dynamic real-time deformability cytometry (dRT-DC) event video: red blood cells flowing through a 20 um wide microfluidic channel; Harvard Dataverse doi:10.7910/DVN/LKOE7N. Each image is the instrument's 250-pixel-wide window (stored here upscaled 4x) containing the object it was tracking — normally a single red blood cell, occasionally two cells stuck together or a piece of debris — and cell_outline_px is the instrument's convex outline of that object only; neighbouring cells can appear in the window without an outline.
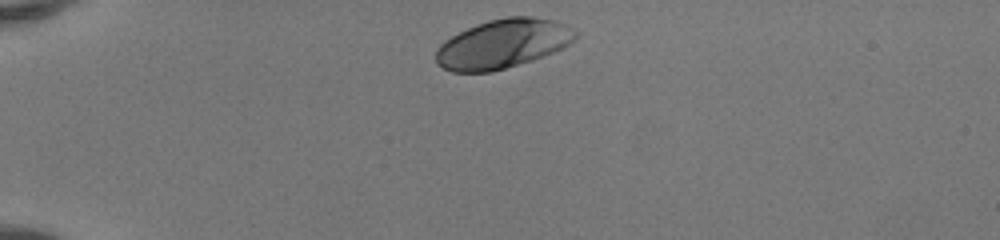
{"species": "human", "species_latin": "Homo sapiens", "temperature_condition": "room temperature", "stored_images_in_passage": 33, "camera_frame_rate_fps": 3000, "um_per_image_px": 0.085, "donor": {"sex": "female"}, "frame": {"image": 1, "passage_image": 1, "time_ms": 0.0, "image_size_px": [1000, 240], "cell_outline_px": [[580, 32], [576, 40], [564, 48], [532, 60], [492, 72], [452, 72], [436, 64], [436, 48], [444, 40], [476, 24], [488, 20], [508, 16], [532, 16], [552, 20], [572, 28]], "centroid_in_image_um": [42.75, 3.72], "position_along_channel_um": 42.2, "area_um2": 40.06}}
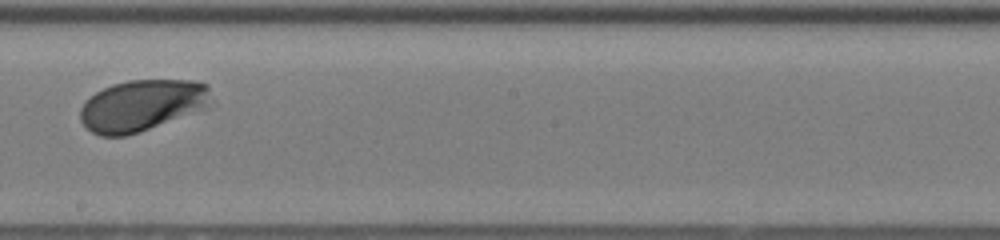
{"frame": {"image": 2, "passage_image": 19, "time_ms": 6.0, "image_size_px": [1000, 240], "cell_outline_px": [[208, 108], [140, 132], [124, 136], [100, 136], [92, 132], [80, 120], [80, 108], [84, 100], [96, 92], [112, 84], [128, 80], [192, 80], [208, 84]], "centroid_in_image_um": [12.04, 8.96], "position_along_channel_um": 236.2, "area_um2": 39.25}}
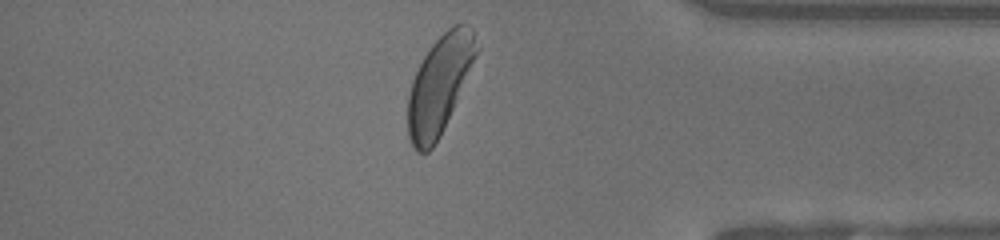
{"frame": {"image": 3, "passage_image": 32, "time_ms": 10.333, "image_size_px": [1000, 240], "cell_outline_px": [[480, 48], [440, 136], [432, 148], [428, 152], [416, 152], [408, 136], [408, 96], [412, 80], [424, 56], [432, 44], [452, 24], [460, 24], [472, 28]], "centroid_in_image_um": [37.35, 7.2], "position_along_channel_um": 397.8, "area_um2": 38.55}, "authors_computed_cell_mechanics": {"area_um2": 38.726, "velocity_mm_per_s": 4.0958, "shape_relaxation_time_tau1_ms": 1.405, "shape_relaxation_time_tau2_ms": null, "deformation_change_tau1": 0.1315, "deformation_change_tau2": null}}